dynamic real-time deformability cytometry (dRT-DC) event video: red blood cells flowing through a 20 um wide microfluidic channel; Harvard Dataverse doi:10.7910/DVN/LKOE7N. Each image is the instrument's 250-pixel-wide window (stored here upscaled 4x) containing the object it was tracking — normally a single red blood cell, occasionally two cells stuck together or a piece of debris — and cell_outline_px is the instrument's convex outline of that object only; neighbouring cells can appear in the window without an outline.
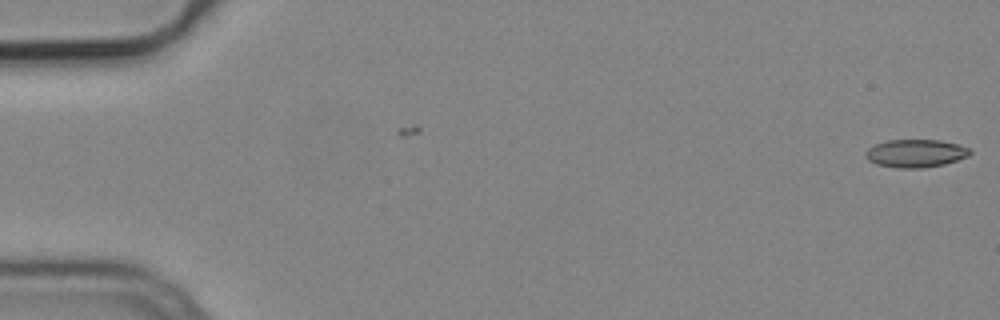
{"species": "common noctule bat (a hibernating species)", "species_latin": "Nyctalus noctula", "temperature_condition": "cold", "stored_images_in_passage": 6, "camera_frame_rate_fps": 3000, "um_per_image_px": 0.085, "animal": {"sex": "male", "body_mass_g": 19.2, "forearm_length_mm": 51.8}, "frame": {"image": 1, "passage_image": 6, "time_ms": 1.667, "image_size_px": [1000, 320], "cell_outline_px": [[972, 152], [968, 156], [944, 164], [924, 168], [896, 168], [876, 164], [868, 160], [864, 156], [864, 152], [868, 148], [876, 144], [888, 140], [940, 140], [956, 144], [968, 148]], "centroid_in_image_um": [77.79, 13.04], "position_along_channel_um": 7.2, "area_um2": 16.99}}